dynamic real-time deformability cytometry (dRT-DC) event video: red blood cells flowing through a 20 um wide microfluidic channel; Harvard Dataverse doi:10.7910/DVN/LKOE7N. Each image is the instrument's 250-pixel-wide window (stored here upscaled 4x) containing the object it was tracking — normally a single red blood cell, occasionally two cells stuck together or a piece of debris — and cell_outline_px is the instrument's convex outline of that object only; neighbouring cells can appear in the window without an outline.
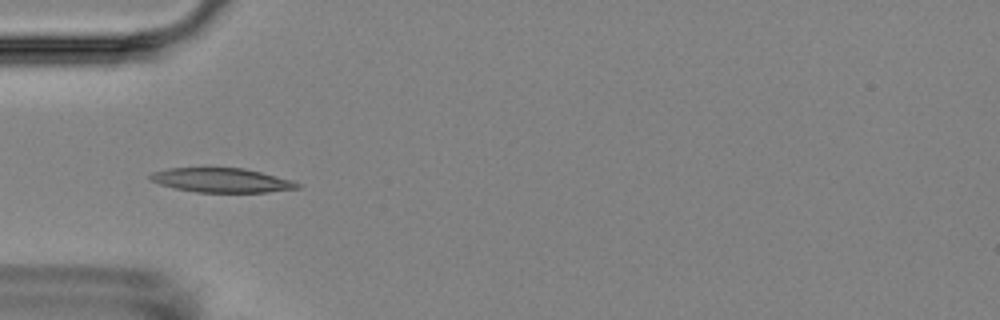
{"species": "Egyptian fruit bat (a non-hibernating species)", "species_latin": "Rousettus aegyptiacus", "temperature_condition": "room temperature", "stored_images_in_passage": 2, "camera_frame_rate_fps": 3000, "um_per_image_px": 0.085, "animal": {"sex": "female"}, "frame": {"image": 1, "passage_image": 1, "time_ms": 0.0, "image_size_px": [1000, 320], "cell_outline_px": [[300, 188], [268, 192], [196, 192], [176, 188], [160, 184], [148, 180], [148, 176], [152, 172], [168, 168], [244, 168], [292, 180], [300, 184]], "centroid_in_image_um": [18.81, 15.32], "position_along_channel_um": 66.2, "area_um2": 20.75}}